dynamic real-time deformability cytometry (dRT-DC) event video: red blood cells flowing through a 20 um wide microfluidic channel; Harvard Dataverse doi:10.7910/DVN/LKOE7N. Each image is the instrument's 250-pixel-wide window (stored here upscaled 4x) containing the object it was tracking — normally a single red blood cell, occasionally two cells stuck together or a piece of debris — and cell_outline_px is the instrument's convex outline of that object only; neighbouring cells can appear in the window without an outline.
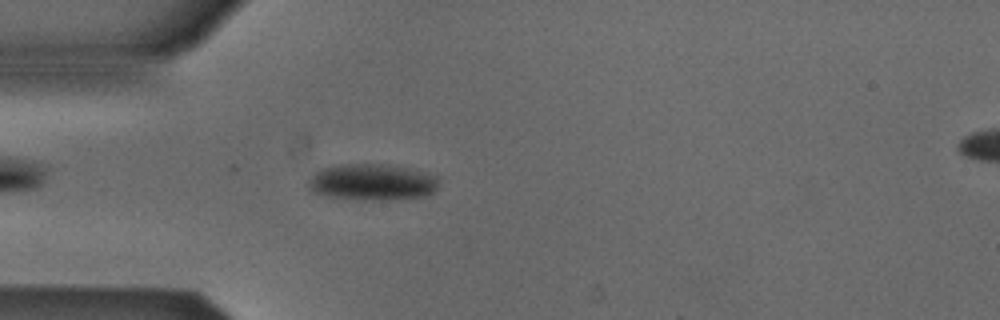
{"species": "Egyptian fruit bat (a non-hibernating species)", "species_latin": "Rousettus aegyptiacus", "temperature_condition": "cold", "stored_images_in_passage": 40, "camera_frame_rate_fps": 3000, "um_per_image_px": 0.085, "animal": {"sex": "male"}, "frame": {"image": 1, "passage_image": 6, "time_ms": 1.667, "image_size_px": [1000, 320], "cell_outline_px": [[440, 180], [436, 192], [428, 196], [392, 200], [356, 200], [328, 196], [308, 192], [308, 180], [320, 168], [340, 164], [388, 164], [412, 168], [428, 172], [440, 176]], "centroid_in_image_um": [31.69, 15.49], "position_along_channel_um": 53.3, "area_um2": 28.73}}
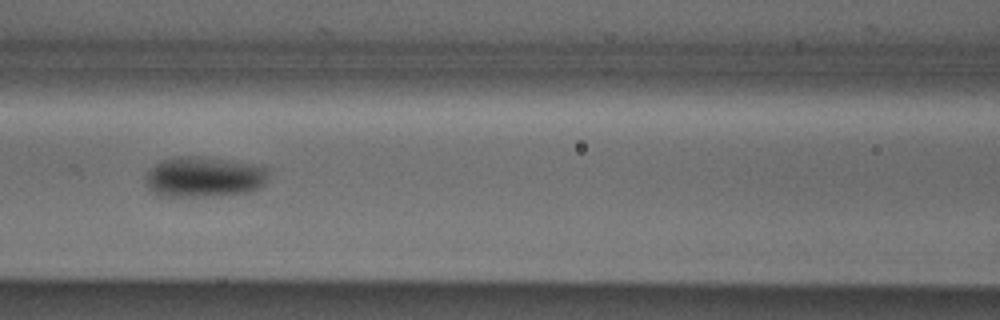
{"frame": {"image": 2, "passage_image": 14, "time_ms": 4.333, "image_size_px": [1000, 320], "cell_outline_px": [[268, 172], [264, 184], [260, 188], [252, 192], [220, 196], [160, 196], [152, 192], [148, 188], [144, 180], [144, 176], [160, 160], [176, 156], [196, 156], [256, 164], [268, 168]], "centroid_in_image_um": [17.34, 15.05], "position_along_channel_um": 149.3, "area_um2": 29.36}}
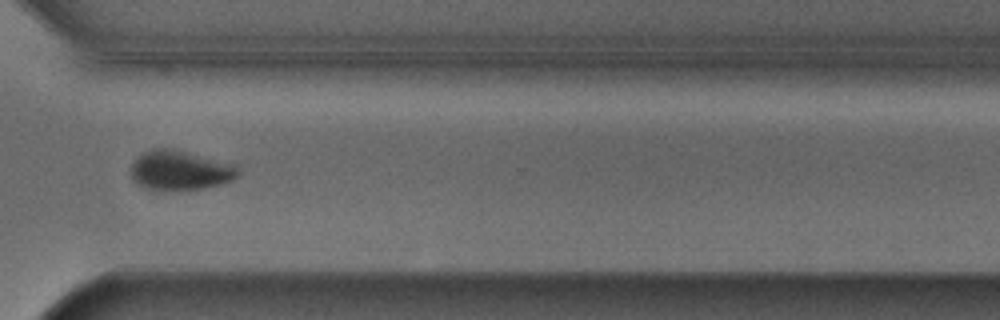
{"frame": {"image": 3, "passage_image": 30, "time_ms": 9.667, "image_size_px": [1000, 320], "cell_outline_px": [[240, 172], [232, 180], [220, 184], [204, 188], [180, 192], [168, 192], [144, 188], [132, 176], [132, 164], [144, 152], [152, 148], [176, 148], [236, 164]], "centroid_in_image_um": [15.35, 14.49], "position_along_channel_um": 355.2, "area_um2": 25.26}, "authors_computed_cell_mechanics": {"area_um2": 27.0504, "velocity_mm_per_s": 3.8622, "shape_relaxation_time_tau1_ms": 7.8705, "shape_relaxation_time_tau2_ms": 3.7676, "deformation_change_tau1": 0.1607, "deformation_change_tau2": 0.0385}}